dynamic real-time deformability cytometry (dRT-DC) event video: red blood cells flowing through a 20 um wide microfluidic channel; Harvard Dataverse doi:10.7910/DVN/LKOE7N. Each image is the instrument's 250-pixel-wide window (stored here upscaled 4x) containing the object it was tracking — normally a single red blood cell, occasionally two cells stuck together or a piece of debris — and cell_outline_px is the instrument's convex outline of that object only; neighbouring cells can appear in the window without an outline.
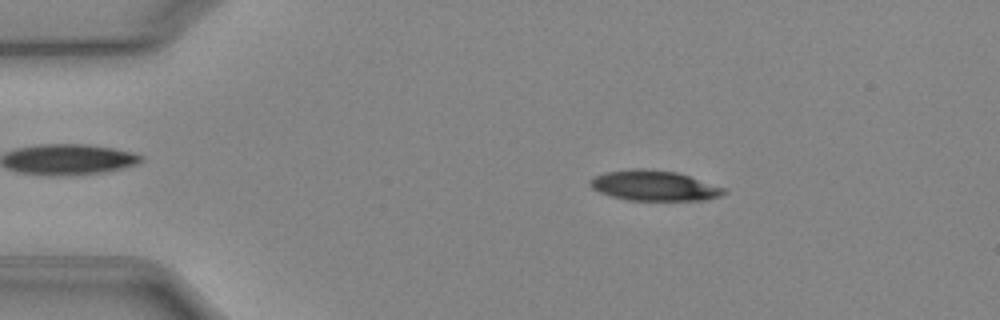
{"species": "Egyptian fruit bat (a non-hibernating species)", "species_latin": "Rousettus aegyptiacus", "temperature_condition": "cold", "stored_images_in_passage": 50, "camera_frame_rate_fps": 3000, "um_per_image_px": 0.085, "animal": {"sex": "female"}, "frame": {"image": 1, "passage_image": 8, "time_ms": 2.333, "image_size_px": [1000, 320], "cell_outline_px": [[728, 192], [720, 196], [704, 200], [628, 200], [612, 196], [600, 192], [592, 188], [588, 184], [596, 176], [604, 172], [632, 168], [640, 168], [676, 172], [724, 188]], "centroid_in_image_um": [55.58, 15.78], "position_along_channel_um": 29.4, "area_um2": 23.29}}
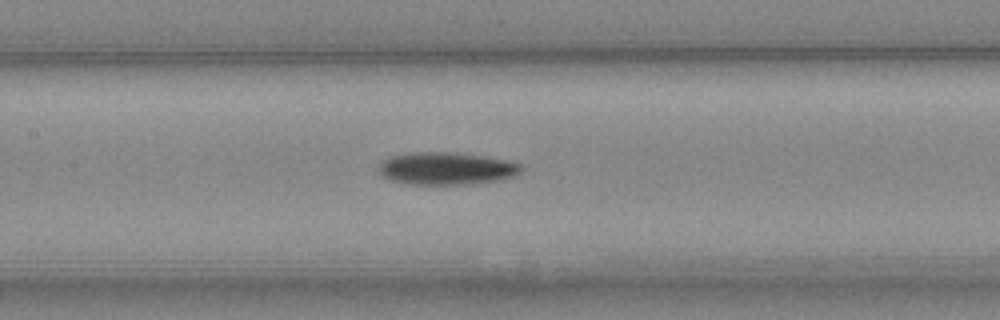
{"frame": {"image": 2, "passage_image": 23, "time_ms": 7.333, "image_size_px": [1000, 320], "cell_outline_px": [[524, 168], [516, 176], [500, 180], [468, 184], [408, 184], [388, 180], [376, 168], [384, 160], [392, 156], [412, 152], [448, 152], [484, 156], [508, 160], [524, 164]], "centroid_in_image_um": [37.99, 14.32], "position_along_channel_um": 169.4, "area_um2": 27.17}}
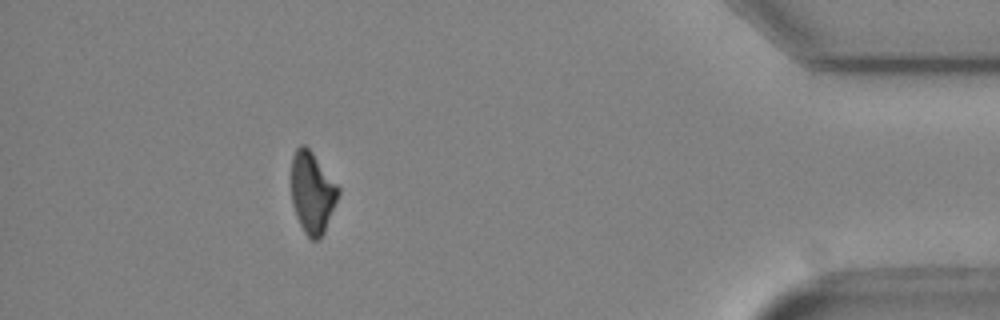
{"frame": {"image": 3, "passage_image": 45, "time_ms": 14.667, "image_size_px": [1000, 320], "cell_outline_px": [[340, 192], [324, 232], [316, 240], [312, 240], [304, 232], [296, 216], [292, 204], [292, 156], [296, 148], [300, 144], [304, 144], [312, 152], [340, 188]], "centroid_in_image_um": [26.53, 16.35], "position_along_channel_um": 408.7, "area_um2": 22.02}, "authors_computed_cell_mechanics": {"area_um2": 24.9696, "velocity_mm_per_s": 3.9627, "shape_relaxation_time_tau1_ms": 3.6599, "shape_relaxation_time_tau2_ms": null, "deformation_change_tau1": 0.1249, "deformation_change_tau2": null}}